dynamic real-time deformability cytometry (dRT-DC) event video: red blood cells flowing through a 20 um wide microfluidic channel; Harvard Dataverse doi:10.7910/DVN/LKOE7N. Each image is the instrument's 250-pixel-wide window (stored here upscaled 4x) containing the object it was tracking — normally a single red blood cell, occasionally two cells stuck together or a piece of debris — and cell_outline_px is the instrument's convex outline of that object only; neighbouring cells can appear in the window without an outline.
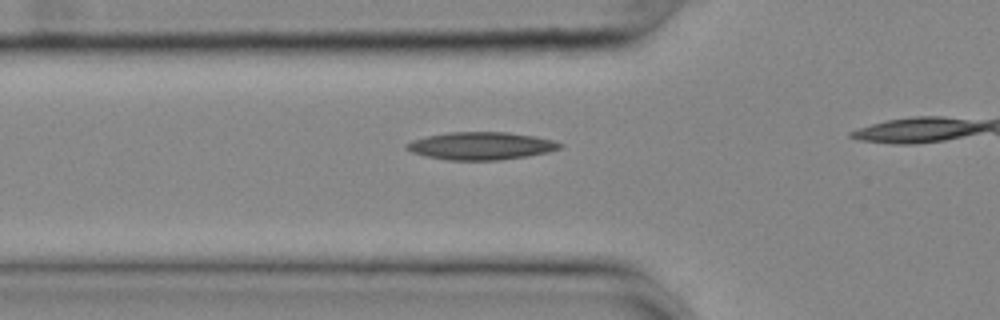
{"species": "common noctule bat (a hibernating species)", "species_latin": "Nyctalus noctula", "temperature_condition": "cold", "stored_images_in_passage": 24, "camera_frame_rate_fps": 3000, "um_per_image_px": 0.085, "animal": {"sex": "female", "body_mass_g": 25.1}, "frame": {"image": 1, "passage_image": 12, "time_ms": 3.667, "image_size_px": [1000, 320], "cell_outline_px": [[564, 144], [560, 148], [548, 152], [528, 156], [500, 160], [448, 160], [428, 156], [412, 152], [404, 148], [404, 144], [428, 136], [448, 132], [508, 132], [536, 136], [552, 140]], "centroid_in_image_um": [40.92, 12.4], "position_along_channel_um": 84.9, "area_um2": 24.62}}
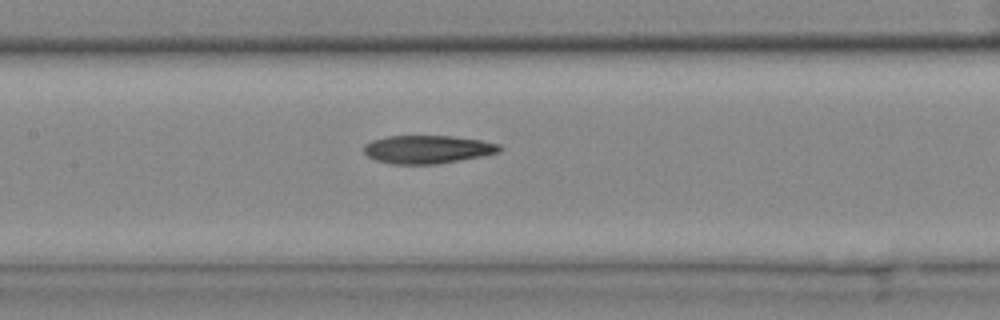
{"frame": {"image": 2, "passage_image": 19, "time_ms": 6.0, "image_size_px": [1000, 320], "cell_outline_px": [[504, 148], [500, 152], [480, 156], [436, 164], [388, 164], [376, 160], [368, 156], [364, 152], [364, 144], [372, 140], [388, 136], [452, 136], [480, 140], [500, 144]], "centroid_in_image_um": [36.33, 12.69], "position_along_channel_um": 171.1, "area_um2": 22.25}}
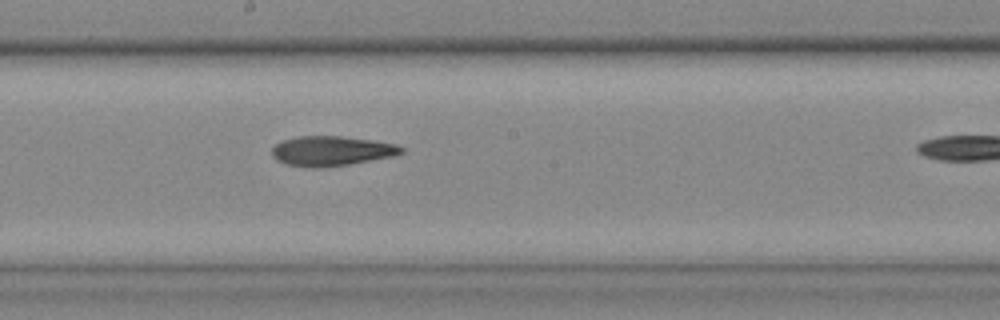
{"frame": {"image": 3, "passage_image": 23, "time_ms": 7.333, "image_size_px": [1000, 320], "cell_outline_px": [[404, 152], [392, 156], [348, 164], [320, 168], [308, 168], [284, 164], [276, 160], [272, 156], [272, 148], [276, 144], [284, 140], [296, 136], [340, 136], [372, 140], [396, 144], [404, 148]], "centroid_in_image_um": [28.13, 12.83], "position_along_channel_um": 220.1, "area_um2": 22.48}}